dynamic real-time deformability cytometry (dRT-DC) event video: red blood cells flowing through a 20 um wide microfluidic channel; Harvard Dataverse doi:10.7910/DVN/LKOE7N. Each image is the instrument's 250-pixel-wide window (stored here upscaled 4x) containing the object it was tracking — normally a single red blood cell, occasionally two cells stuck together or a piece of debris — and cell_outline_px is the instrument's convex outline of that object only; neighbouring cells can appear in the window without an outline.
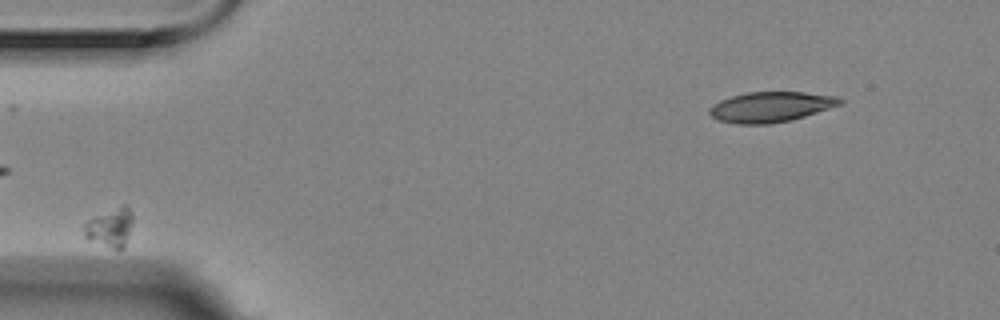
{"species": "Egyptian fruit bat (a non-hibernating species)", "species_latin": "Rousettus aegyptiacus", "temperature_condition": "room temperature", "stored_images_in_passage": 6, "camera_frame_rate_fps": 3000, "um_per_image_px": 0.085, "animal": {"sex": "female"}, "frame": {"image": 1, "passage_image": 4, "time_ms": 1.0, "image_size_px": [1000, 320], "cell_outline_px": [[132, 224], [124, 248], [120, 252], [116, 252], [88, 240], [84, 236], [84, 224], [92, 216], [124, 204], [132, 212]], "centroid_in_image_um": [9.35, 19.39], "position_along_channel_um": 75.7, "area_um2": 11.5}}
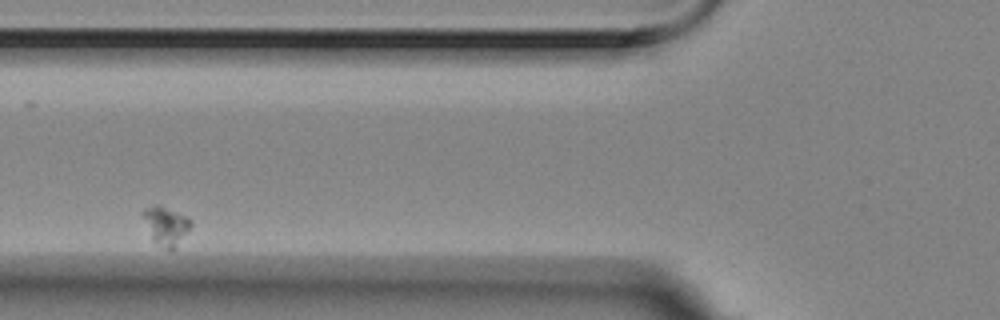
{"frame": {"image": 2, "passage_image": 5, "time_ms": 1.333, "image_size_px": [1000, 320], "cell_outline_px": [[192, 224], [176, 248], [172, 252], [168, 252], [160, 248], [152, 240], [140, 212], [144, 208], [156, 204], [160, 204], [188, 216], [192, 220]], "centroid_in_image_um": [14.09, 19.21], "position_along_channel_um": 111.7, "area_um2": 11.33}}